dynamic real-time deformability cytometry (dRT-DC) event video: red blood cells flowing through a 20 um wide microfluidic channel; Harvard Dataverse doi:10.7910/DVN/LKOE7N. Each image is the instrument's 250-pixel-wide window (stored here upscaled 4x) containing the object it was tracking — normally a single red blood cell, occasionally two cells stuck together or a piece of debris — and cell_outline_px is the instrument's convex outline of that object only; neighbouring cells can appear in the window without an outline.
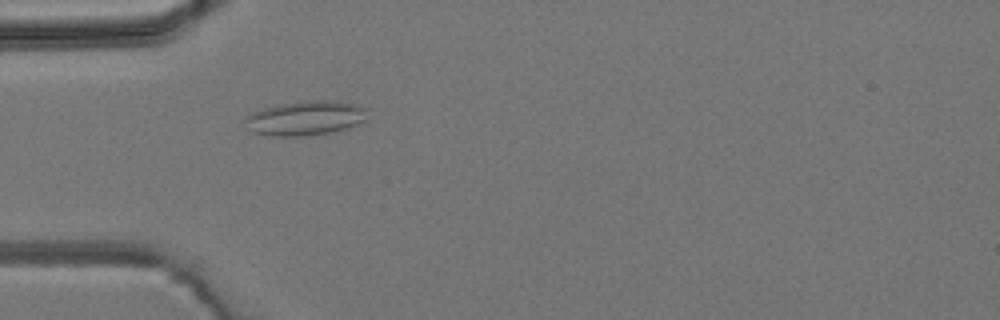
{"species": "common noctule bat (a hibernating species)", "species_latin": "Nyctalus noctula", "temperature_condition": "room temperature", "stored_images_in_passage": 2, "camera_frame_rate_fps": 3000, "um_per_image_px": 0.085, "animal": {"sex": "male", "body_mass_g": 19.2, "forearm_length_mm": 51.8}, "frame": {"image": 1, "passage_image": 2, "time_ms": 1.0, "image_size_px": [1000, 320], "cell_outline_px": [[368, 120], [348, 128], [328, 132], [300, 136], [276, 136], [252, 132], [244, 120], [244, 116], [252, 112], [276, 104], [316, 100], [324, 100], [356, 104], [368, 108]], "centroid_in_image_um": [25.99, 10.03], "position_along_channel_um": 59.0, "area_um2": 24.57}}